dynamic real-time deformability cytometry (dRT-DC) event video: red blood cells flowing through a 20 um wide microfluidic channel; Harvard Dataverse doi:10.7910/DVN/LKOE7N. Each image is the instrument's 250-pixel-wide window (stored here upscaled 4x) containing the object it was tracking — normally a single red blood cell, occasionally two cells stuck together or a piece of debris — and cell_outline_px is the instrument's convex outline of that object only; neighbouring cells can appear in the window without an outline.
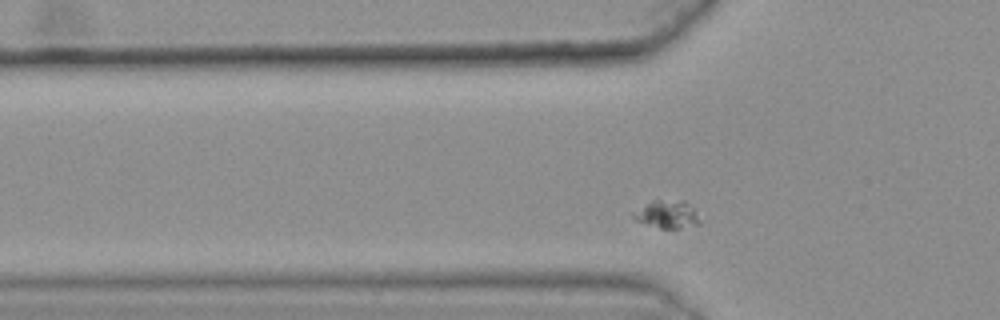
{"species": "common noctule bat (a hibernating species)", "species_latin": "Nyctalus noctula", "temperature_condition": "warm", "stored_images_in_passage": 41, "camera_frame_rate_fps": 3000, "um_per_image_px": 0.085, "animal": {"sex": "female", "body_mass_g": 25.1}, "frame": {"image": 1, "passage_image": 12, "time_ms": 3.667, "image_size_px": [1000, 320], "cell_outline_px": [[700, 224], [680, 228], [660, 228], [636, 220], [628, 212], [656, 200], [684, 200], [692, 208], [700, 220]], "centroid_in_image_um": [56.66, 18.22], "position_along_channel_um": 69.1, "area_um2": 10.64}}
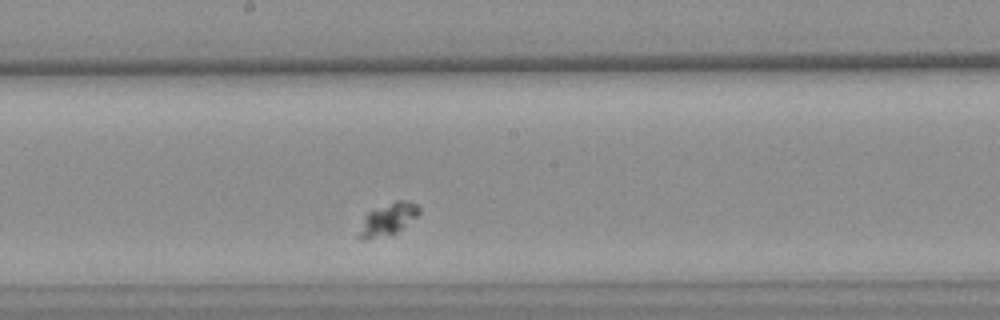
{"frame": {"image": 2, "passage_image": 25, "time_ms": 8.0, "image_size_px": [1000, 320], "cell_outline_px": [[420, 212], [416, 216], [396, 232], [388, 236], [364, 240], [360, 240], [356, 236], [364, 216], [368, 212], [396, 200], [400, 200], [416, 204], [420, 208]], "centroid_in_image_um": [32.9, 18.67], "position_along_channel_um": 215.3, "area_um2": 11.16}}
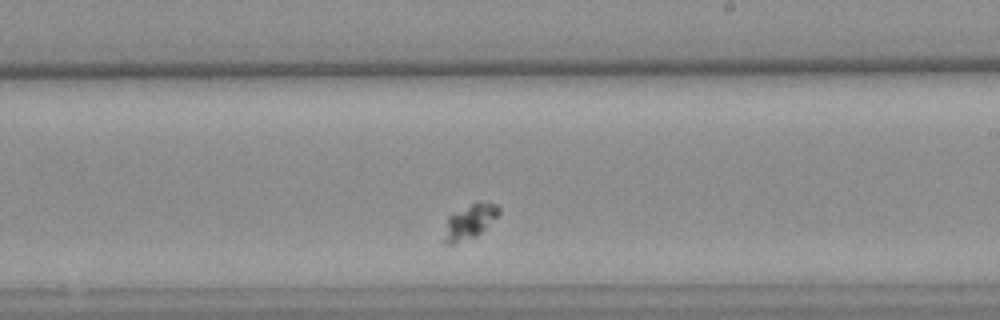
{"frame": {"image": 3, "passage_image": 28, "time_ms": 9.0, "image_size_px": [1000, 320], "cell_outline_px": [[500, 212], [476, 236], [452, 244], [440, 244], [440, 240], [448, 216], [476, 200], [496, 204], [500, 208]], "centroid_in_image_um": [39.83, 18.85], "position_along_channel_um": 249.2, "area_um2": 11.21}}